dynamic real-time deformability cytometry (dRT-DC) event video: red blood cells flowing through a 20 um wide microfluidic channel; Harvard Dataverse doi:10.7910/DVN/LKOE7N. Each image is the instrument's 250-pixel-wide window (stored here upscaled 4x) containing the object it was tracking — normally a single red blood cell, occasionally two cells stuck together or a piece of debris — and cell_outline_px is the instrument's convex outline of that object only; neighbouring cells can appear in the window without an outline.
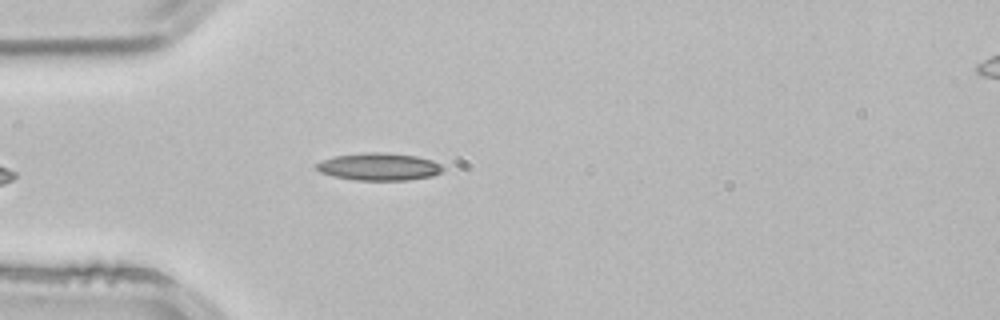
{"species": "common noctule bat (a hibernating species)", "species_latin": "Nyctalus noctula", "temperature_condition": "room temperature", "stored_images_in_passage": 4, "camera_frame_rate_fps": 3000, "um_per_image_px": 0.085, "animal": {"sex": "male", "body_mass_g": 21.5, "forearm_length_mm": 52.0}, "frame": {"image": 1, "passage_image": 4, "time_ms": 1.0, "image_size_px": [1000, 320], "cell_outline_px": [[444, 168], [440, 172], [432, 176], [408, 180], [356, 180], [332, 176], [320, 172], [316, 168], [316, 164], [324, 160], [336, 156], [364, 152], [384, 152], [416, 156], [432, 160], [440, 164]], "centroid_in_image_um": [32.22, 14.17], "position_along_channel_um": 52.8, "area_um2": 20.11}}